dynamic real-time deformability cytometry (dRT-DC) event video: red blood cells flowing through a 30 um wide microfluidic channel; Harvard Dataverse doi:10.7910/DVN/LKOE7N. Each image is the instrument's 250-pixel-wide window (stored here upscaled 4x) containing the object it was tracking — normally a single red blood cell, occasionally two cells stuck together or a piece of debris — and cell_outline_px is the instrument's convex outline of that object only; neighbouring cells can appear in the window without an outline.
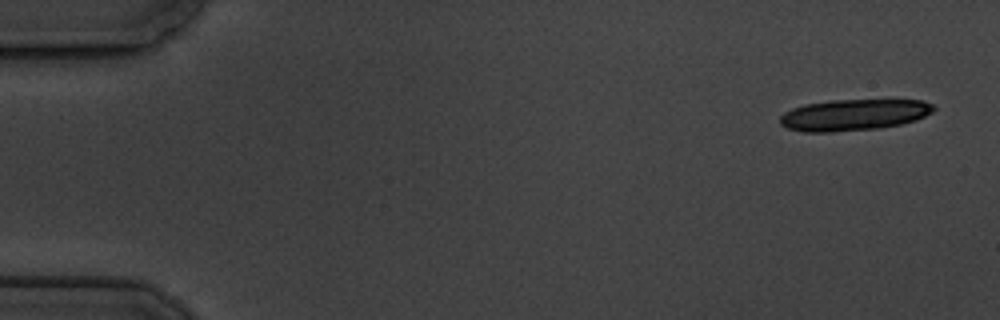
{"species": "common noctule bat (a hibernating species)", "species_latin": "Nyctalus noctula", "temperature_condition": "cold", "stored_images_in_passage": 8, "camera_frame_rate_fps": 3000, "um_per_image_px": 0.085, "animal": {"sex": "male", "body_mass_g": 19.5, "forearm_length_mm": 54.6}, "frame": {"image": 1, "passage_image": 1, "time_ms": 0.0, "image_size_px": [1000, 320], "cell_outline_px": [[936, 108], [932, 112], [916, 120], [900, 124], [880, 128], [832, 132], [804, 132], [788, 128], [780, 124], [780, 116], [784, 112], [792, 108], [804, 104], [832, 100], [920, 100], [932, 104]], "centroid_in_image_um": [72.55, 9.76], "position_along_channel_um": 12.5, "area_um2": 28.03}}